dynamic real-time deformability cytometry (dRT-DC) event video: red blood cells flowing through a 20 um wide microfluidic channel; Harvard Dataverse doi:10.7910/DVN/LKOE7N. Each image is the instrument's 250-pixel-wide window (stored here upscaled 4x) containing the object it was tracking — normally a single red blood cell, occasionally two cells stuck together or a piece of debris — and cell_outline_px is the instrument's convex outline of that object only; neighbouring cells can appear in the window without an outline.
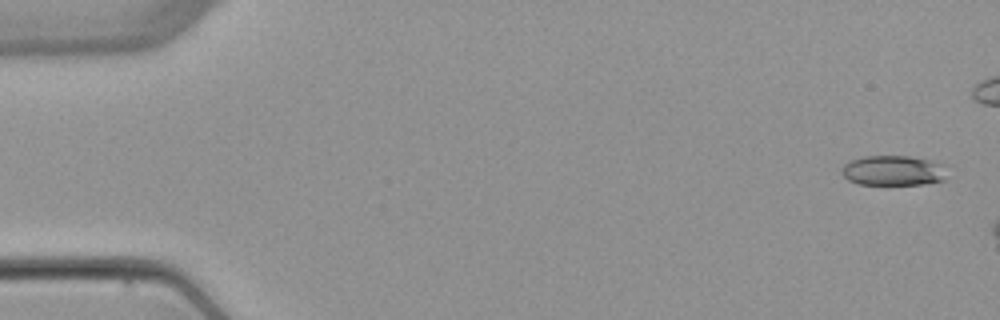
{"species": "common noctule bat (a hibernating species)", "species_latin": "Nyctalus noctula", "temperature_condition": "warm", "stored_images_in_passage": 4, "camera_frame_rate_fps": 3000, "um_per_image_px": 0.085, "animal": {"sex": "female", "body_mass_g": 22.7, "forearm_length_mm": 54.2}, "frame": {"image": 1, "passage_image": 1, "time_ms": 0.0, "image_size_px": [1000, 320], "cell_outline_px": [[944, 180], [924, 184], [860, 184], [848, 180], [840, 172], [840, 168], [848, 160], [864, 156], [908, 156], [928, 160], [940, 164]], "centroid_in_image_um": [75.79, 14.49], "position_along_channel_um": 9.2, "area_um2": 18.15}}